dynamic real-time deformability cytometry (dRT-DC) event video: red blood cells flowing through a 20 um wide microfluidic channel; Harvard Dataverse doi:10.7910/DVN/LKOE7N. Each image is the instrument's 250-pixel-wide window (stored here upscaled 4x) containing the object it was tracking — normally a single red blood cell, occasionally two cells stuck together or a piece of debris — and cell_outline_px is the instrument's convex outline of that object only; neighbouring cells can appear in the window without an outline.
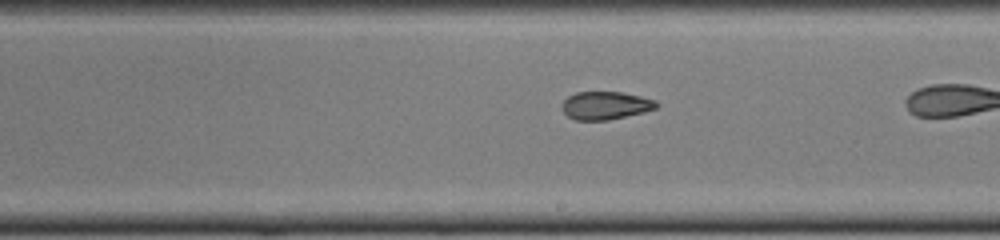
{"species": "common noctule bat (a hibernating species)", "species_latin": "Nyctalus noctula", "temperature_condition": "cold", "stored_images_in_passage": 36, "camera_frame_rate_fps": 3000, "um_per_image_px": 0.085, "animal": {"sex": "female", "body_mass_g": 22.0, "forearm_length_mm": 56.7}, "frame": {"image": 1, "passage_image": 26, "time_ms": 8.333, "image_size_px": [1000, 240], "cell_outline_px": [[660, 104], [656, 108], [644, 112], [608, 120], [576, 120], [568, 116], [560, 108], [560, 104], [568, 96], [576, 92], [620, 92], [640, 96], [656, 100]], "centroid_in_image_um": [51.45, 8.96], "position_along_channel_um": 237.5, "area_um2": 15.49}}